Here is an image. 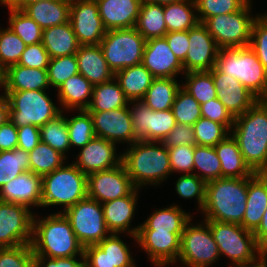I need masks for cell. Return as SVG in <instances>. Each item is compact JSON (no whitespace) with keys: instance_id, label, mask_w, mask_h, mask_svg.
Segmentation results:
<instances>
[{"instance_id":"cell-42","label":"cell","mask_w":267,"mask_h":267,"mask_svg":"<svg viewBox=\"0 0 267 267\" xmlns=\"http://www.w3.org/2000/svg\"><path fill=\"white\" fill-rule=\"evenodd\" d=\"M186 83L181 87L193 96L200 104L218 98L213 77L209 71L184 73Z\"/></svg>"},{"instance_id":"cell-14","label":"cell","mask_w":267,"mask_h":267,"mask_svg":"<svg viewBox=\"0 0 267 267\" xmlns=\"http://www.w3.org/2000/svg\"><path fill=\"white\" fill-rule=\"evenodd\" d=\"M30 210L0 201V248L31 244L34 213Z\"/></svg>"},{"instance_id":"cell-41","label":"cell","mask_w":267,"mask_h":267,"mask_svg":"<svg viewBox=\"0 0 267 267\" xmlns=\"http://www.w3.org/2000/svg\"><path fill=\"white\" fill-rule=\"evenodd\" d=\"M63 112L55 119L48 121L39 127L41 142L48 144L50 147L66 157V152L71 148L69 133L67 129L66 116Z\"/></svg>"},{"instance_id":"cell-12","label":"cell","mask_w":267,"mask_h":267,"mask_svg":"<svg viewBox=\"0 0 267 267\" xmlns=\"http://www.w3.org/2000/svg\"><path fill=\"white\" fill-rule=\"evenodd\" d=\"M191 221L181 235L178 259L187 267H209L221 256L218 246L205 220L197 225H192Z\"/></svg>"},{"instance_id":"cell-10","label":"cell","mask_w":267,"mask_h":267,"mask_svg":"<svg viewBox=\"0 0 267 267\" xmlns=\"http://www.w3.org/2000/svg\"><path fill=\"white\" fill-rule=\"evenodd\" d=\"M250 1L239 11L207 18L203 24L221 48L248 47L256 18L250 15ZM251 16V17H250Z\"/></svg>"},{"instance_id":"cell-63","label":"cell","mask_w":267,"mask_h":267,"mask_svg":"<svg viewBox=\"0 0 267 267\" xmlns=\"http://www.w3.org/2000/svg\"><path fill=\"white\" fill-rule=\"evenodd\" d=\"M257 244L267 253V208L258 228L253 232Z\"/></svg>"},{"instance_id":"cell-66","label":"cell","mask_w":267,"mask_h":267,"mask_svg":"<svg viewBox=\"0 0 267 267\" xmlns=\"http://www.w3.org/2000/svg\"><path fill=\"white\" fill-rule=\"evenodd\" d=\"M182 0H142V2L152 3V4H158V5H168L175 2H179Z\"/></svg>"},{"instance_id":"cell-1","label":"cell","mask_w":267,"mask_h":267,"mask_svg":"<svg viewBox=\"0 0 267 267\" xmlns=\"http://www.w3.org/2000/svg\"><path fill=\"white\" fill-rule=\"evenodd\" d=\"M230 135L254 173H267V104L259 99L235 118Z\"/></svg>"},{"instance_id":"cell-6","label":"cell","mask_w":267,"mask_h":267,"mask_svg":"<svg viewBox=\"0 0 267 267\" xmlns=\"http://www.w3.org/2000/svg\"><path fill=\"white\" fill-rule=\"evenodd\" d=\"M215 67L237 79L259 99L266 95L267 70L249 46L219 49Z\"/></svg>"},{"instance_id":"cell-51","label":"cell","mask_w":267,"mask_h":267,"mask_svg":"<svg viewBox=\"0 0 267 267\" xmlns=\"http://www.w3.org/2000/svg\"><path fill=\"white\" fill-rule=\"evenodd\" d=\"M251 0H194L198 21L203 23L207 18L224 15L241 10Z\"/></svg>"},{"instance_id":"cell-37","label":"cell","mask_w":267,"mask_h":267,"mask_svg":"<svg viewBox=\"0 0 267 267\" xmlns=\"http://www.w3.org/2000/svg\"><path fill=\"white\" fill-rule=\"evenodd\" d=\"M135 28L146 40L164 37L167 27L163 5L142 2Z\"/></svg>"},{"instance_id":"cell-17","label":"cell","mask_w":267,"mask_h":267,"mask_svg":"<svg viewBox=\"0 0 267 267\" xmlns=\"http://www.w3.org/2000/svg\"><path fill=\"white\" fill-rule=\"evenodd\" d=\"M182 233L138 229L136 239L139 246L149 255L153 265L166 267L167 264H175L178 260Z\"/></svg>"},{"instance_id":"cell-35","label":"cell","mask_w":267,"mask_h":267,"mask_svg":"<svg viewBox=\"0 0 267 267\" xmlns=\"http://www.w3.org/2000/svg\"><path fill=\"white\" fill-rule=\"evenodd\" d=\"M129 100L125 97L118 81H110L95 85L88 112L110 111L128 106Z\"/></svg>"},{"instance_id":"cell-48","label":"cell","mask_w":267,"mask_h":267,"mask_svg":"<svg viewBox=\"0 0 267 267\" xmlns=\"http://www.w3.org/2000/svg\"><path fill=\"white\" fill-rule=\"evenodd\" d=\"M172 111L179 124L193 126L201 118L200 103L182 87L176 93Z\"/></svg>"},{"instance_id":"cell-59","label":"cell","mask_w":267,"mask_h":267,"mask_svg":"<svg viewBox=\"0 0 267 267\" xmlns=\"http://www.w3.org/2000/svg\"><path fill=\"white\" fill-rule=\"evenodd\" d=\"M164 38L177 59L183 63L189 50L188 31L167 32Z\"/></svg>"},{"instance_id":"cell-16","label":"cell","mask_w":267,"mask_h":267,"mask_svg":"<svg viewBox=\"0 0 267 267\" xmlns=\"http://www.w3.org/2000/svg\"><path fill=\"white\" fill-rule=\"evenodd\" d=\"M69 21L80 45H98L106 34L96 0H71Z\"/></svg>"},{"instance_id":"cell-21","label":"cell","mask_w":267,"mask_h":267,"mask_svg":"<svg viewBox=\"0 0 267 267\" xmlns=\"http://www.w3.org/2000/svg\"><path fill=\"white\" fill-rule=\"evenodd\" d=\"M209 72L213 77L220 102L234 118L243 114L259 100L241 82L220 72L216 67Z\"/></svg>"},{"instance_id":"cell-30","label":"cell","mask_w":267,"mask_h":267,"mask_svg":"<svg viewBox=\"0 0 267 267\" xmlns=\"http://www.w3.org/2000/svg\"><path fill=\"white\" fill-rule=\"evenodd\" d=\"M71 0L39 1L27 5L22 11L43 30L69 22Z\"/></svg>"},{"instance_id":"cell-29","label":"cell","mask_w":267,"mask_h":267,"mask_svg":"<svg viewBox=\"0 0 267 267\" xmlns=\"http://www.w3.org/2000/svg\"><path fill=\"white\" fill-rule=\"evenodd\" d=\"M49 86L47 70L17 64L4 71V91L45 90Z\"/></svg>"},{"instance_id":"cell-56","label":"cell","mask_w":267,"mask_h":267,"mask_svg":"<svg viewBox=\"0 0 267 267\" xmlns=\"http://www.w3.org/2000/svg\"><path fill=\"white\" fill-rule=\"evenodd\" d=\"M50 59V55L44 48L43 44L40 42L26 46L18 62V65L28 68L47 70Z\"/></svg>"},{"instance_id":"cell-22","label":"cell","mask_w":267,"mask_h":267,"mask_svg":"<svg viewBox=\"0 0 267 267\" xmlns=\"http://www.w3.org/2000/svg\"><path fill=\"white\" fill-rule=\"evenodd\" d=\"M116 145L104 138L95 136L84 147L73 162L86 176L91 173L114 168L122 164V153L116 154Z\"/></svg>"},{"instance_id":"cell-15","label":"cell","mask_w":267,"mask_h":267,"mask_svg":"<svg viewBox=\"0 0 267 267\" xmlns=\"http://www.w3.org/2000/svg\"><path fill=\"white\" fill-rule=\"evenodd\" d=\"M135 189L123 164L87 176L88 197L101 204L130 195Z\"/></svg>"},{"instance_id":"cell-47","label":"cell","mask_w":267,"mask_h":267,"mask_svg":"<svg viewBox=\"0 0 267 267\" xmlns=\"http://www.w3.org/2000/svg\"><path fill=\"white\" fill-rule=\"evenodd\" d=\"M26 44L9 27L0 30V66L5 71L17 65Z\"/></svg>"},{"instance_id":"cell-27","label":"cell","mask_w":267,"mask_h":267,"mask_svg":"<svg viewBox=\"0 0 267 267\" xmlns=\"http://www.w3.org/2000/svg\"><path fill=\"white\" fill-rule=\"evenodd\" d=\"M78 72L93 86L114 78L100 45H80L76 52Z\"/></svg>"},{"instance_id":"cell-2","label":"cell","mask_w":267,"mask_h":267,"mask_svg":"<svg viewBox=\"0 0 267 267\" xmlns=\"http://www.w3.org/2000/svg\"><path fill=\"white\" fill-rule=\"evenodd\" d=\"M252 177H222L206 183L205 220L239 224L246 209L248 181Z\"/></svg>"},{"instance_id":"cell-11","label":"cell","mask_w":267,"mask_h":267,"mask_svg":"<svg viewBox=\"0 0 267 267\" xmlns=\"http://www.w3.org/2000/svg\"><path fill=\"white\" fill-rule=\"evenodd\" d=\"M62 213L84 248L97 245L110 233L105 224L102 204L88 196Z\"/></svg>"},{"instance_id":"cell-68","label":"cell","mask_w":267,"mask_h":267,"mask_svg":"<svg viewBox=\"0 0 267 267\" xmlns=\"http://www.w3.org/2000/svg\"><path fill=\"white\" fill-rule=\"evenodd\" d=\"M262 100L267 104V93H266V95L262 98Z\"/></svg>"},{"instance_id":"cell-28","label":"cell","mask_w":267,"mask_h":267,"mask_svg":"<svg viewBox=\"0 0 267 267\" xmlns=\"http://www.w3.org/2000/svg\"><path fill=\"white\" fill-rule=\"evenodd\" d=\"M267 208V173H256L248 181L247 200L242 226L254 232Z\"/></svg>"},{"instance_id":"cell-34","label":"cell","mask_w":267,"mask_h":267,"mask_svg":"<svg viewBox=\"0 0 267 267\" xmlns=\"http://www.w3.org/2000/svg\"><path fill=\"white\" fill-rule=\"evenodd\" d=\"M114 78L120 84L129 101L141 100L154 79L153 75L142 64L117 71Z\"/></svg>"},{"instance_id":"cell-36","label":"cell","mask_w":267,"mask_h":267,"mask_svg":"<svg viewBox=\"0 0 267 267\" xmlns=\"http://www.w3.org/2000/svg\"><path fill=\"white\" fill-rule=\"evenodd\" d=\"M191 217L190 213H186L175 204L154 211L144 223L139 225V229L183 232L186 224L192 219Z\"/></svg>"},{"instance_id":"cell-61","label":"cell","mask_w":267,"mask_h":267,"mask_svg":"<svg viewBox=\"0 0 267 267\" xmlns=\"http://www.w3.org/2000/svg\"><path fill=\"white\" fill-rule=\"evenodd\" d=\"M34 267H85L84 257L76 259L73 257L49 258L45 256H34Z\"/></svg>"},{"instance_id":"cell-7","label":"cell","mask_w":267,"mask_h":267,"mask_svg":"<svg viewBox=\"0 0 267 267\" xmlns=\"http://www.w3.org/2000/svg\"><path fill=\"white\" fill-rule=\"evenodd\" d=\"M87 196V176L73 163L42 177L41 207L63 205L64 211Z\"/></svg>"},{"instance_id":"cell-4","label":"cell","mask_w":267,"mask_h":267,"mask_svg":"<svg viewBox=\"0 0 267 267\" xmlns=\"http://www.w3.org/2000/svg\"><path fill=\"white\" fill-rule=\"evenodd\" d=\"M129 146L122 164L136 188L159 185L172 173L168 148L162 142L137 140Z\"/></svg>"},{"instance_id":"cell-44","label":"cell","mask_w":267,"mask_h":267,"mask_svg":"<svg viewBox=\"0 0 267 267\" xmlns=\"http://www.w3.org/2000/svg\"><path fill=\"white\" fill-rule=\"evenodd\" d=\"M194 167L201 174L196 173L205 183L221 178V163L214 147L194 146Z\"/></svg>"},{"instance_id":"cell-33","label":"cell","mask_w":267,"mask_h":267,"mask_svg":"<svg viewBox=\"0 0 267 267\" xmlns=\"http://www.w3.org/2000/svg\"><path fill=\"white\" fill-rule=\"evenodd\" d=\"M93 85L80 73L70 77L58 88L60 105L67 110H86L92 98Z\"/></svg>"},{"instance_id":"cell-45","label":"cell","mask_w":267,"mask_h":267,"mask_svg":"<svg viewBox=\"0 0 267 267\" xmlns=\"http://www.w3.org/2000/svg\"><path fill=\"white\" fill-rule=\"evenodd\" d=\"M10 11L9 28L17 34L26 45L40 43L43 29L22 10L8 8Z\"/></svg>"},{"instance_id":"cell-62","label":"cell","mask_w":267,"mask_h":267,"mask_svg":"<svg viewBox=\"0 0 267 267\" xmlns=\"http://www.w3.org/2000/svg\"><path fill=\"white\" fill-rule=\"evenodd\" d=\"M18 146L17 126L9 119L0 126V152L12 151Z\"/></svg>"},{"instance_id":"cell-31","label":"cell","mask_w":267,"mask_h":267,"mask_svg":"<svg viewBox=\"0 0 267 267\" xmlns=\"http://www.w3.org/2000/svg\"><path fill=\"white\" fill-rule=\"evenodd\" d=\"M214 148L221 163V178L253 177L256 174L245 163L239 146L230 133Z\"/></svg>"},{"instance_id":"cell-60","label":"cell","mask_w":267,"mask_h":267,"mask_svg":"<svg viewBox=\"0 0 267 267\" xmlns=\"http://www.w3.org/2000/svg\"><path fill=\"white\" fill-rule=\"evenodd\" d=\"M17 132H18L17 148L19 149L30 152L41 141L40 131L38 126L25 125L23 127H17Z\"/></svg>"},{"instance_id":"cell-52","label":"cell","mask_w":267,"mask_h":267,"mask_svg":"<svg viewBox=\"0 0 267 267\" xmlns=\"http://www.w3.org/2000/svg\"><path fill=\"white\" fill-rule=\"evenodd\" d=\"M0 267H34L31 244L0 248Z\"/></svg>"},{"instance_id":"cell-20","label":"cell","mask_w":267,"mask_h":267,"mask_svg":"<svg viewBox=\"0 0 267 267\" xmlns=\"http://www.w3.org/2000/svg\"><path fill=\"white\" fill-rule=\"evenodd\" d=\"M97 137L113 143L127 142L130 145L137 141L132 128L131 113L128 106L110 111L89 112Z\"/></svg>"},{"instance_id":"cell-9","label":"cell","mask_w":267,"mask_h":267,"mask_svg":"<svg viewBox=\"0 0 267 267\" xmlns=\"http://www.w3.org/2000/svg\"><path fill=\"white\" fill-rule=\"evenodd\" d=\"M146 39L135 27L107 30L100 42L104 58L115 74L142 63Z\"/></svg>"},{"instance_id":"cell-43","label":"cell","mask_w":267,"mask_h":267,"mask_svg":"<svg viewBox=\"0 0 267 267\" xmlns=\"http://www.w3.org/2000/svg\"><path fill=\"white\" fill-rule=\"evenodd\" d=\"M29 164V153L25 150L15 148L0 152V189L13 178L30 171Z\"/></svg>"},{"instance_id":"cell-40","label":"cell","mask_w":267,"mask_h":267,"mask_svg":"<svg viewBox=\"0 0 267 267\" xmlns=\"http://www.w3.org/2000/svg\"><path fill=\"white\" fill-rule=\"evenodd\" d=\"M28 153L30 171L42 177L60 168L66 158L48 144L41 141Z\"/></svg>"},{"instance_id":"cell-64","label":"cell","mask_w":267,"mask_h":267,"mask_svg":"<svg viewBox=\"0 0 267 267\" xmlns=\"http://www.w3.org/2000/svg\"><path fill=\"white\" fill-rule=\"evenodd\" d=\"M39 1H49V0H0V3L8 8L23 10L27 5L39 2Z\"/></svg>"},{"instance_id":"cell-46","label":"cell","mask_w":267,"mask_h":267,"mask_svg":"<svg viewBox=\"0 0 267 267\" xmlns=\"http://www.w3.org/2000/svg\"><path fill=\"white\" fill-rule=\"evenodd\" d=\"M78 111V115L66 117V123L71 147L82 148L96 135L90 113L87 110Z\"/></svg>"},{"instance_id":"cell-69","label":"cell","mask_w":267,"mask_h":267,"mask_svg":"<svg viewBox=\"0 0 267 267\" xmlns=\"http://www.w3.org/2000/svg\"><path fill=\"white\" fill-rule=\"evenodd\" d=\"M261 267H267V261Z\"/></svg>"},{"instance_id":"cell-50","label":"cell","mask_w":267,"mask_h":267,"mask_svg":"<svg viewBox=\"0 0 267 267\" xmlns=\"http://www.w3.org/2000/svg\"><path fill=\"white\" fill-rule=\"evenodd\" d=\"M47 73L50 86L58 89L66 80L79 73L76 54L51 58Z\"/></svg>"},{"instance_id":"cell-49","label":"cell","mask_w":267,"mask_h":267,"mask_svg":"<svg viewBox=\"0 0 267 267\" xmlns=\"http://www.w3.org/2000/svg\"><path fill=\"white\" fill-rule=\"evenodd\" d=\"M196 145L215 147L230 133L229 129L218 122L201 117L193 125Z\"/></svg>"},{"instance_id":"cell-19","label":"cell","mask_w":267,"mask_h":267,"mask_svg":"<svg viewBox=\"0 0 267 267\" xmlns=\"http://www.w3.org/2000/svg\"><path fill=\"white\" fill-rule=\"evenodd\" d=\"M85 267H136L128 246L116 233H110L97 245L84 248Z\"/></svg>"},{"instance_id":"cell-25","label":"cell","mask_w":267,"mask_h":267,"mask_svg":"<svg viewBox=\"0 0 267 267\" xmlns=\"http://www.w3.org/2000/svg\"><path fill=\"white\" fill-rule=\"evenodd\" d=\"M138 191L136 188L130 195L102 203L105 224L110 233L123 234L127 231L137 241L139 226L129 227L135 213Z\"/></svg>"},{"instance_id":"cell-3","label":"cell","mask_w":267,"mask_h":267,"mask_svg":"<svg viewBox=\"0 0 267 267\" xmlns=\"http://www.w3.org/2000/svg\"><path fill=\"white\" fill-rule=\"evenodd\" d=\"M31 247L34 256L49 258L84 257V247L78 241L69 220L61 212L42 220L33 217Z\"/></svg>"},{"instance_id":"cell-54","label":"cell","mask_w":267,"mask_h":267,"mask_svg":"<svg viewBox=\"0 0 267 267\" xmlns=\"http://www.w3.org/2000/svg\"><path fill=\"white\" fill-rule=\"evenodd\" d=\"M249 47L267 70V18L264 15H257L253 22Z\"/></svg>"},{"instance_id":"cell-26","label":"cell","mask_w":267,"mask_h":267,"mask_svg":"<svg viewBox=\"0 0 267 267\" xmlns=\"http://www.w3.org/2000/svg\"><path fill=\"white\" fill-rule=\"evenodd\" d=\"M106 30L135 27L142 0H96Z\"/></svg>"},{"instance_id":"cell-65","label":"cell","mask_w":267,"mask_h":267,"mask_svg":"<svg viewBox=\"0 0 267 267\" xmlns=\"http://www.w3.org/2000/svg\"><path fill=\"white\" fill-rule=\"evenodd\" d=\"M9 119V103L6 95H0V126Z\"/></svg>"},{"instance_id":"cell-18","label":"cell","mask_w":267,"mask_h":267,"mask_svg":"<svg viewBox=\"0 0 267 267\" xmlns=\"http://www.w3.org/2000/svg\"><path fill=\"white\" fill-rule=\"evenodd\" d=\"M189 50L182 63L184 73L210 71L216 65L218 46L206 26L198 22L188 31Z\"/></svg>"},{"instance_id":"cell-8","label":"cell","mask_w":267,"mask_h":267,"mask_svg":"<svg viewBox=\"0 0 267 267\" xmlns=\"http://www.w3.org/2000/svg\"><path fill=\"white\" fill-rule=\"evenodd\" d=\"M9 103V120L17 127L43 126L63 112L45 90L4 91Z\"/></svg>"},{"instance_id":"cell-53","label":"cell","mask_w":267,"mask_h":267,"mask_svg":"<svg viewBox=\"0 0 267 267\" xmlns=\"http://www.w3.org/2000/svg\"><path fill=\"white\" fill-rule=\"evenodd\" d=\"M176 191L180 197L191 199L196 197L198 208L202 210L205 203L206 183L195 173L183 174L177 179Z\"/></svg>"},{"instance_id":"cell-23","label":"cell","mask_w":267,"mask_h":267,"mask_svg":"<svg viewBox=\"0 0 267 267\" xmlns=\"http://www.w3.org/2000/svg\"><path fill=\"white\" fill-rule=\"evenodd\" d=\"M141 64L154 78H175L177 74L184 72L182 63L164 37L146 40Z\"/></svg>"},{"instance_id":"cell-39","label":"cell","mask_w":267,"mask_h":267,"mask_svg":"<svg viewBox=\"0 0 267 267\" xmlns=\"http://www.w3.org/2000/svg\"><path fill=\"white\" fill-rule=\"evenodd\" d=\"M194 9V10H193ZM167 32L189 31L199 21L194 0H182L163 6Z\"/></svg>"},{"instance_id":"cell-67","label":"cell","mask_w":267,"mask_h":267,"mask_svg":"<svg viewBox=\"0 0 267 267\" xmlns=\"http://www.w3.org/2000/svg\"><path fill=\"white\" fill-rule=\"evenodd\" d=\"M3 81H4V70L0 66V87L3 86Z\"/></svg>"},{"instance_id":"cell-57","label":"cell","mask_w":267,"mask_h":267,"mask_svg":"<svg viewBox=\"0 0 267 267\" xmlns=\"http://www.w3.org/2000/svg\"><path fill=\"white\" fill-rule=\"evenodd\" d=\"M200 107H201V117L221 123L225 125L229 130H231L235 118L220 102L219 98L211 99L206 103L200 104Z\"/></svg>"},{"instance_id":"cell-55","label":"cell","mask_w":267,"mask_h":267,"mask_svg":"<svg viewBox=\"0 0 267 267\" xmlns=\"http://www.w3.org/2000/svg\"><path fill=\"white\" fill-rule=\"evenodd\" d=\"M194 146L178 145L176 147H167L171 172L191 174L194 167Z\"/></svg>"},{"instance_id":"cell-13","label":"cell","mask_w":267,"mask_h":267,"mask_svg":"<svg viewBox=\"0 0 267 267\" xmlns=\"http://www.w3.org/2000/svg\"><path fill=\"white\" fill-rule=\"evenodd\" d=\"M128 103L134 104L128 108L137 140L162 142L176 125L172 109L154 111L141 100Z\"/></svg>"},{"instance_id":"cell-38","label":"cell","mask_w":267,"mask_h":267,"mask_svg":"<svg viewBox=\"0 0 267 267\" xmlns=\"http://www.w3.org/2000/svg\"><path fill=\"white\" fill-rule=\"evenodd\" d=\"M180 88L175 78H154L141 101L154 111L172 109Z\"/></svg>"},{"instance_id":"cell-24","label":"cell","mask_w":267,"mask_h":267,"mask_svg":"<svg viewBox=\"0 0 267 267\" xmlns=\"http://www.w3.org/2000/svg\"><path fill=\"white\" fill-rule=\"evenodd\" d=\"M42 176L31 171L22 173L0 189V201L41 207Z\"/></svg>"},{"instance_id":"cell-5","label":"cell","mask_w":267,"mask_h":267,"mask_svg":"<svg viewBox=\"0 0 267 267\" xmlns=\"http://www.w3.org/2000/svg\"><path fill=\"white\" fill-rule=\"evenodd\" d=\"M205 221L210 226L220 255L227 256L234 267H261L267 261V253L257 244L253 232L239 224Z\"/></svg>"},{"instance_id":"cell-58","label":"cell","mask_w":267,"mask_h":267,"mask_svg":"<svg viewBox=\"0 0 267 267\" xmlns=\"http://www.w3.org/2000/svg\"><path fill=\"white\" fill-rule=\"evenodd\" d=\"M162 143L166 147H176L178 145H196L193 126L176 123L175 127L164 138Z\"/></svg>"},{"instance_id":"cell-32","label":"cell","mask_w":267,"mask_h":267,"mask_svg":"<svg viewBox=\"0 0 267 267\" xmlns=\"http://www.w3.org/2000/svg\"><path fill=\"white\" fill-rule=\"evenodd\" d=\"M41 43L50 58L76 54L80 47L70 21L44 29Z\"/></svg>"}]
</instances>
